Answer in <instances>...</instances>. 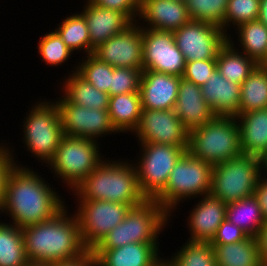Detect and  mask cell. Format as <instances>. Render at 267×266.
Segmentation results:
<instances>
[{"instance_id":"cell-7","label":"cell","mask_w":267,"mask_h":266,"mask_svg":"<svg viewBox=\"0 0 267 266\" xmlns=\"http://www.w3.org/2000/svg\"><path fill=\"white\" fill-rule=\"evenodd\" d=\"M99 145L93 139L64 135L54 157L45 167L48 166L54 177L73 191L105 159L100 155Z\"/></svg>"},{"instance_id":"cell-6","label":"cell","mask_w":267,"mask_h":266,"mask_svg":"<svg viewBox=\"0 0 267 266\" xmlns=\"http://www.w3.org/2000/svg\"><path fill=\"white\" fill-rule=\"evenodd\" d=\"M212 169V164L186 151L172 169L165 188L154 199L172 215L183 200L210 194Z\"/></svg>"},{"instance_id":"cell-3","label":"cell","mask_w":267,"mask_h":266,"mask_svg":"<svg viewBox=\"0 0 267 266\" xmlns=\"http://www.w3.org/2000/svg\"><path fill=\"white\" fill-rule=\"evenodd\" d=\"M69 192L77 196L76 200L111 201L128 204L131 207L147 199L140 190L137 169L129 159L128 161L104 159L73 191Z\"/></svg>"},{"instance_id":"cell-43","label":"cell","mask_w":267,"mask_h":266,"mask_svg":"<svg viewBox=\"0 0 267 266\" xmlns=\"http://www.w3.org/2000/svg\"><path fill=\"white\" fill-rule=\"evenodd\" d=\"M92 4L126 14L133 22L139 15L138 0H89ZM137 17V18H136Z\"/></svg>"},{"instance_id":"cell-8","label":"cell","mask_w":267,"mask_h":266,"mask_svg":"<svg viewBox=\"0 0 267 266\" xmlns=\"http://www.w3.org/2000/svg\"><path fill=\"white\" fill-rule=\"evenodd\" d=\"M24 118L23 142L27 152L31 153L42 164H48L54 157L61 139L64 136L59 113L52 100H37Z\"/></svg>"},{"instance_id":"cell-14","label":"cell","mask_w":267,"mask_h":266,"mask_svg":"<svg viewBox=\"0 0 267 266\" xmlns=\"http://www.w3.org/2000/svg\"><path fill=\"white\" fill-rule=\"evenodd\" d=\"M131 135L138 137V143H158L181 148H188L189 144V130L174 109H142L139 123Z\"/></svg>"},{"instance_id":"cell-18","label":"cell","mask_w":267,"mask_h":266,"mask_svg":"<svg viewBox=\"0 0 267 266\" xmlns=\"http://www.w3.org/2000/svg\"><path fill=\"white\" fill-rule=\"evenodd\" d=\"M197 202L186 219L190 234L188 241L210 243L217 228L226 219L227 204L211 194L200 196Z\"/></svg>"},{"instance_id":"cell-1","label":"cell","mask_w":267,"mask_h":266,"mask_svg":"<svg viewBox=\"0 0 267 266\" xmlns=\"http://www.w3.org/2000/svg\"><path fill=\"white\" fill-rule=\"evenodd\" d=\"M36 173L33 168L16 166L6 183L0 215L10 216L11 224L19 228L49 220L66 205L56 188Z\"/></svg>"},{"instance_id":"cell-33","label":"cell","mask_w":267,"mask_h":266,"mask_svg":"<svg viewBox=\"0 0 267 266\" xmlns=\"http://www.w3.org/2000/svg\"><path fill=\"white\" fill-rule=\"evenodd\" d=\"M64 18L54 31L70 50L75 52L81 50L86 56L91 54V41L84 16L76 12Z\"/></svg>"},{"instance_id":"cell-27","label":"cell","mask_w":267,"mask_h":266,"mask_svg":"<svg viewBox=\"0 0 267 266\" xmlns=\"http://www.w3.org/2000/svg\"><path fill=\"white\" fill-rule=\"evenodd\" d=\"M108 113L112 125L119 133H132L142 114L140 93L110 96Z\"/></svg>"},{"instance_id":"cell-15","label":"cell","mask_w":267,"mask_h":266,"mask_svg":"<svg viewBox=\"0 0 267 266\" xmlns=\"http://www.w3.org/2000/svg\"><path fill=\"white\" fill-rule=\"evenodd\" d=\"M143 70L183 77L186 61L173 32L142 28Z\"/></svg>"},{"instance_id":"cell-28","label":"cell","mask_w":267,"mask_h":266,"mask_svg":"<svg viewBox=\"0 0 267 266\" xmlns=\"http://www.w3.org/2000/svg\"><path fill=\"white\" fill-rule=\"evenodd\" d=\"M216 63L217 70L226 80L240 85L259 65L254 59L235 49L228 41L219 50Z\"/></svg>"},{"instance_id":"cell-32","label":"cell","mask_w":267,"mask_h":266,"mask_svg":"<svg viewBox=\"0 0 267 266\" xmlns=\"http://www.w3.org/2000/svg\"><path fill=\"white\" fill-rule=\"evenodd\" d=\"M8 222L0 221V266H25L29 260L22 229Z\"/></svg>"},{"instance_id":"cell-4","label":"cell","mask_w":267,"mask_h":266,"mask_svg":"<svg viewBox=\"0 0 267 266\" xmlns=\"http://www.w3.org/2000/svg\"><path fill=\"white\" fill-rule=\"evenodd\" d=\"M170 219L171 215L155 199H146L131 207L124 220L93 250H108L130 243H158Z\"/></svg>"},{"instance_id":"cell-34","label":"cell","mask_w":267,"mask_h":266,"mask_svg":"<svg viewBox=\"0 0 267 266\" xmlns=\"http://www.w3.org/2000/svg\"><path fill=\"white\" fill-rule=\"evenodd\" d=\"M180 250H176L167 260L173 266H217L215 253L209 242L182 243Z\"/></svg>"},{"instance_id":"cell-11","label":"cell","mask_w":267,"mask_h":266,"mask_svg":"<svg viewBox=\"0 0 267 266\" xmlns=\"http://www.w3.org/2000/svg\"><path fill=\"white\" fill-rule=\"evenodd\" d=\"M76 204L78 208L74 214L79 224L82 242L89 251L124 220L131 208L128 204L102 200H76Z\"/></svg>"},{"instance_id":"cell-42","label":"cell","mask_w":267,"mask_h":266,"mask_svg":"<svg viewBox=\"0 0 267 266\" xmlns=\"http://www.w3.org/2000/svg\"><path fill=\"white\" fill-rule=\"evenodd\" d=\"M248 234L236 226L234 223H231L225 219L222 224L217 228L216 234L211 240V245H225L232 244L243 241L247 239Z\"/></svg>"},{"instance_id":"cell-25","label":"cell","mask_w":267,"mask_h":266,"mask_svg":"<svg viewBox=\"0 0 267 266\" xmlns=\"http://www.w3.org/2000/svg\"><path fill=\"white\" fill-rule=\"evenodd\" d=\"M72 72L63 78L60 88L62 95L70 102L90 109H108L109 94L95 88L92 84L82 78L77 72V65Z\"/></svg>"},{"instance_id":"cell-9","label":"cell","mask_w":267,"mask_h":266,"mask_svg":"<svg viewBox=\"0 0 267 266\" xmlns=\"http://www.w3.org/2000/svg\"><path fill=\"white\" fill-rule=\"evenodd\" d=\"M261 159L241 154L240 156L213 165L210 194L225 204L251 196L257 186Z\"/></svg>"},{"instance_id":"cell-12","label":"cell","mask_w":267,"mask_h":266,"mask_svg":"<svg viewBox=\"0 0 267 266\" xmlns=\"http://www.w3.org/2000/svg\"><path fill=\"white\" fill-rule=\"evenodd\" d=\"M60 96L62 98H54L53 102L65 136L89 138L99 142L100 136L101 139L112 133L120 134L112 125L108 109H90L70 103L62 94Z\"/></svg>"},{"instance_id":"cell-26","label":"cell","mask_w":267,"mask_h":266,"mask_svg":"<svg viewBox=\"0 0 267 266\" xmlns=\"http://www.w3.org/2000/svg\"><path fill=\"white\" fill-rule=\"evenodd\" d=\"M237 42L230 34L228 42L237 50L254 59L258 64L267 66V27L258 19L240 24L236 29ZM235 42L238 47H235Z\"/></svg>"},{"instance_id":"cell-50","label":"cell","mask_w":267,"mask_h":266,"mask_svg":"<svg viewBox=\"0 0 267 266\" xmlns=\"http://www.w3.org/2000/svg\"><path fill=\"white\" fill-rule=\"evenodd\" d=\"M25 266H51V263L31 262V261H29Z\"/></svg>"},{"instance_id":"cell-10","label":"cell","mask_w":267,"mask_h":266,"mask_svg":"<svg viewBox=\"0 0 267 266\" xmlns=\"http://www.w3.org/2000/svg\"><path fill=\"white\" fill-rule=\"evenodd\" d=\"M139 159L133 161L141 192L154 199L166 186L170 173L188 148L158 143H139Z\"/></svg>"},{"instance_id":"cell-40","label":"cell","mask_w":267,"mask_h":266,"mask_svg":"<svg viewBox=\"0 0 267 266\" xmlns=\"http://www.w3.org/2000/svg\"><path fill=\"white\" fill-rule=\"evenodd\" d=\"M216 69V59L189 61L186 62L182 78L202 87L211 78Z\"/></svg>"},{"instance_id":"cell-47","label":"cell","mask_w":267,"mask_h":266,"mask_svg":"<svg viewBox=\"0 0 267 266\" xmlns=\"http://www.w3.org/2000/svg\"><path fill=\"white\" fill-rule=\"evenodd\" d=\"M258 20L267 27V0H260Z\"/></svg>"},{"instance_id":"cell-39","label":"cell","mask_w":267,"mask_h":266,"mask_svg":"<svg viewBox=\"0 0 267 266\" xmlns=\"http://www.w3.org/2000/svg\"><path fill=\"white\" fill-rule=\"evenodd\" d=\"M142 71L143 69L114 68L110 96L139 92Z\"/></svg>"},{"instance_id":"cell-37","label":"cell","mask_w":267,"mask_h":266,"mask_svg":"<svg viewBox=\"0 0 267 266\" xmlns=\"http://www.w3.org/2000/svg\"><path fill=\"white\" fill-rule=\"evenodd\" d=\"M40 60L44 61L48 66L57 67L66 64L65 61L70 59L74 53L62 41L60 36L55 32H47L40 38L37 44Z\"/></svg>"},{"instance_id":"cell-23","label":"cell","mask_w":267,"mask_h":266,"mask_svg":"<svg viewBox=\"0 0 267 266\" xmlns=\"http://www.w3.org/2000/svg\"><path fill=\"white\" fill-rule=\"evenodd\" d=\"M241 85L226 80L216 69L201 87L205 102L216 116L236 117L239 114Z\"/></svg>"},{"instance_id":"cell-46","label":"cell","mask_w":267,"mask_h":266,"mask_svg":"<svg viewBox=\"0 0 267 266\" xmlns=\"http://www.w3.org/2000/svg\"><path fill=\"white\" fill-rule=\"evenodd\" d=\"M51 266H96V261L92 251L88 250L76 259L51 263Z\"/></svg>"},{"instance_id":"cell-21","label":"cell","mask_w":267,"mask_h":266,"mask_svg":"<svg viewBox=\"0 0 267 266\" xmlns=\"http://www.w3.org/2000/svg\"><path fill=\"white\" fill-rule=\"evenodd\" d=\"M174 112L189 131L203 126L216 116L205 102L201 87L182 77Z\"/></svg>"},{"instance_id":"cell-41","label":"cell","mask_w":267,"mask_h":266,"mask_svg":"<svg viewBox=\"0 0 267 266\" xmlns=\"http://www.w3.org/2000/svg\"><path fill=\"white\" fill-rule=\"evenodd\" d=\"M4 144L6 143L0 142V212L4 203L6 183L10 173L16 166L27 167L19 164V162L14 157L16 154L14 153L12 147L10 145L7 146V144Z\"/></svg>"},{"instance_id":"cell-13","label":"cell","mask_w":267,"mask_h":266,"mask_svg":"<svg viewBox=\"0 0 267 266\" xmlns=\"http://www.w3.org/2000/svg\"><path fill=\"white\" fill-rule=\"evenodd\" d=\"M175 43L185 61L217 59L228 35L216 25L190 20L173 32Z\"/></svg>"},{"instance_id":"cell-44","label":"cell","mask_w":267,"mask_h":266,"mask_svg":"<svg viewBox=\"0 0 267 266\" xmlns=\"http://www.w3.org/2000/svg\"><path fill=\"white\" fill-rule=\"evenodd\" d=\"M253 195L256 197L264 219L267 221V177L260 175Z\"/></svg>"},{"instance_id":"cell-24","label":"cell","mask_w":267,"mask_h":266,"mask_svg":"<svg viewBox=\"0 0 267 266\" xmlns=\"http://www.w3.org/2000/svg\"><path fill=\"white\" fill-rule=\"evenodd\" d=\"M243 154L261 158L267 152V108L236 116Z\"/></svg>"},{"instance_id":"cell-38","label":"cell","mask_w":267,"mask_h":266,"mask_svg":"<svg viewBox=\"0 0 267 266\" xmlns=\"http://www.w3.org/2000/svg\"><path fill=\"white\" fill-rule=\"evenodd\" d=\"M259 8L260 0H228L224 18V32L229 35L228 29L231 26H234L235 29L244 22L257 20Z\"/></svg>"},{"instance_id":"cell-49","label":"cell","mask_w":267,"mask_h":266,"mask_svg":"<svg viewBox=\"0 0 267 266\" xmlns=\"http://www.w3.org/2000/svg\"><path fill=\"white\" fill-rule=\"evenodd\" d=\"M155 266H173V265L162 255V259H160Z\"/></svg>"},{"instance_id":"cell-2","label":"cell","mask_w":267,"mask_h":266,"mask_svg":"<svg viewBox=\"0 0 267 266\" xmlns=\"http://www.w3.org/2000/svg\"><path fill=\"white\" fill-rule=\"evenodd\" d=\"M65 206L49 220L21 228L25 253L31 262L55 263L85 254L76 215Z\"/></svg>"},{"instance_id":"cell-17","label":"cell","mask_w":267,"mask_h":266,"mask_svg":"<svg viewBox=\"0 0 267 266\" xmlns=\"http://www.w3.org/2000/svg\"><path fill=\"white\" fill-rule=\"evenodd\" d=\"M190 20L187 4L184 1L142 0L136 22L141 24L139 25L141 28L174 32Z\"/></svg>"},{"instance_id":"cell-31","label":"cell","mask_w":267,"mask_h":266,"mask_svg":"<svg viewBox=\"0 0 267 266\" xmlns=\"http://www.w3.org/2000/svg\"><path fill=\"white\" fill-rule=\"evenodd\" d=\"M267 108V66L259 64L243 81L239 114Z\"/></svg>"},{"instance_id":"cell-5","label":"cell","mask_w":267,"mask_h":266,"mask_svg":"<svg viewBox=\"0 0 267 266\" xmlns=\"http://www.w3.org/2000/svg\"><path fill=\"white\" fill-rule=\"evenodd\" d=\"M187 151L212 165L243 154L236 117L215 116L203 126L190 130Z\"/></svg>"},{"instance_id":"cell-22","label":"cell","mask_w":267,"mask_h":266,"mask_svg":"<svg viewBox=\"0 0 267 266\" xmlns=\"http://www.w3.org/2000/svg\"><path fill=\"white\" fill-rule=\"evenodd\" d=\"M160 243H130L108 250H92L96 266H155Z\"/></svg>"},{"instance_id":"cell-30","label":"cell","mask_w":267,"mask_h":266,"mask_svg":"<svg viewBox=\"0 0 267 266\" xmlns=\"http://www.w3.org/2000/svg\"><path fill=\"white\" fill-rule=\"evenodd\" d=\"M225 218L244 230L248 236H255L266 222L254 195L228 203Z\"/></svg>"},{"instance_id":"cell-36","label":"cell","mask_w":267,"mask_h":266,"mask_svg":"<svg viewBox=\"0 0 267 266\" xmlns=\"http://www.w3.org/2000/svg\"><path fill=\"white\" fill-rule=\"evenodd\" d=\"M228 0H187L191 20L207 22L224 30V18Z\"/></svg>"},{"instance_id":"cell-29","label":"cell","mask_w":267,"mask_h":266,"mask_svg":"<svg viewBox=\"0 0 267 266\" xmlns=\"http://www.w3.org/2000/svg\"><path fill=\"white\" fill-rule=\"evenodd\" d=\"M217 266H262L254 236L225 245H212Z\"/></svg>"},{"instance_id":"cell-48","label":"cell","mask_w":267,"mask_h":266,"mask_svg":"<svg viewBox=\"0 0 267 266\" xmlns=\"http://www.w3.org/2000/svg\"><path fill=\"white\" fill-rule=\"evenodd\" d=\"M260 159H261L262 175L267 177V152Z\"/></svg>"},{"instance_id":"cell-45","label":"cell","mask_w":267,"mask_h":266,"mask_svg":"<svg viewBox=\"0 0 267 266\" xmlns=\"http://www.w3.org/2000/svg\"><path fill=\"white\" fill-rule=\"evenodd\" d=\"M254 237L262 266H267V221Z\"/></svg>"},{"instance_id":"cell-20","label":"cell","mask_w":267,"mask_h":266,"mask_svg":"<svg viewBox=\"0 0 267 266\" xmlns=\"http://www.w3.org/2000/svg\"><path fill=\"white\" fill-rule=\"evenodd\" d=\"M84 5L80 13L88 25L91 54L110 37L123 32L134 23L126 14L94 5L89 0Z\"/></svg>"},{"instance_id":"cell-19","label":"cell","mask_w":267,"mask_h":266,"mask_svg":"<svg viewBox=\"0 0 267 266\" xmlns=\"http://www.w3.org/2000/svg\"><path fill=\"white\" fill-rule=\"evenodd\" d=\"M180 79L175 75L143 70L139 88L142 109H174Z\"/></svg>"},{"instance_id":"cell-16","label":"cell","mask_w":267,"mask_h":266,"mask_svg":"<svg viewBox=\"0 0 267 266\" xmlns=\"http://www.w3.org/2000/svg\"><path fill=\"white\" fill-rule=\"evenodd\" d=\"M142 49V28L135 22L95 48L93 55L114 68L143 69Z\"/></svg>"},{"instance_id":"cell-35","label":"cell","mask_w":267,"mask_h":266,"mask_svg":"<svg viewBox=\"0 0 267 266\" xmlns=\"http://www.w3.org/2000/svg\"><path fill=\"white\" fill-rule=\"evenodd\" d=\"M79 62L76 72L95 88L110 96V85L114 67L100 61L93 54L85 55Z\"/></svg>"}]
</instances>
